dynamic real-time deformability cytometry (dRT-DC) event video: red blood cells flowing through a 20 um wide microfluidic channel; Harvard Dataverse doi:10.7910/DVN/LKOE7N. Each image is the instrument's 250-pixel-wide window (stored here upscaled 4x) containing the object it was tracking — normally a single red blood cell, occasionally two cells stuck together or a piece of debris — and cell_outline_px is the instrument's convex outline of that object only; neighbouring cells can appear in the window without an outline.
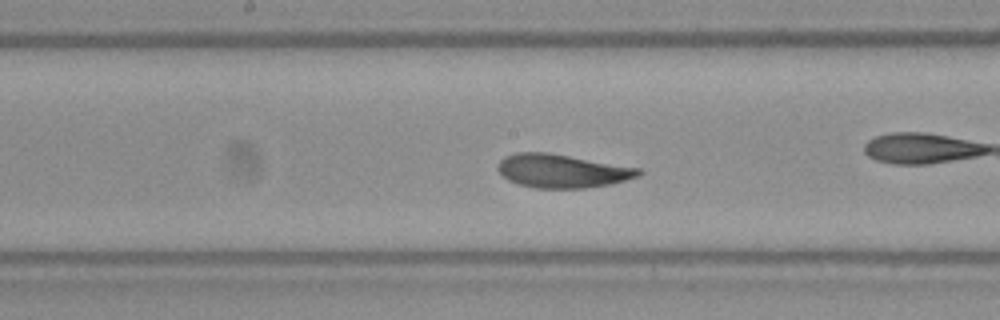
{"species": "Egyptian fruit bat (a non-hibernating species)", "species_latin": "Rousettus aegyptiacus", "temperature_condition": "warm", "stored_images_in_passage": 27, "camera_frame_rate_fps": 3000, "um_per_image_px": 0.085, "frame": {"image": 1, "passage_image": 12, "time_ms": 3.667, "image_size_px": [1000, 320], "cell_outline_px": [[644, 172], [640, 176], [612, 184], [584, 188], [532, 188], [508, 180], [496, 168], [500, 160], [504, 156], [516, 152], [548, 152], [640, 168]], "centroid_in_image_um": [47.79, 14.53], "position_along_channel_um": 200.4, "area_um2": 27.63}, "authors_computed_cell_mechanics": {"area_um2": 27.6862, "velocity_mm_per_s": 3.8899, "shape_relaxation_time_tau1_ms": 2.392, "shape_relaxation_time_tau2_ms": 1.1891, "deformation_change_tau1": 0.1335, "deformation_change_tau2": 0.0681}}